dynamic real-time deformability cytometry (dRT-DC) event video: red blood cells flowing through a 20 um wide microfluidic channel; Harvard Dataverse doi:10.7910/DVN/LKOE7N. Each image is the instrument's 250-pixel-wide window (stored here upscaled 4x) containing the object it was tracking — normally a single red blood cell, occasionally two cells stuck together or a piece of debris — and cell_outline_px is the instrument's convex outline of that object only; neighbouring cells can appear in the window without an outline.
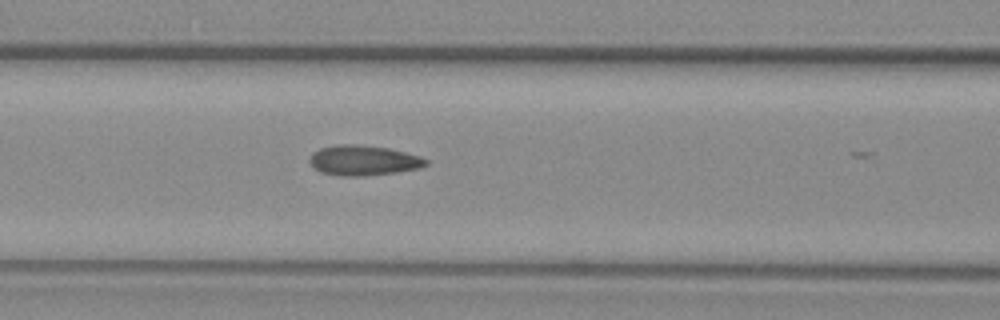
{"species": "common noctule bat (a hibernating species)", "species_latin": "Nyctalus noctula", "temperature_condition": "warm", "stored_images_in_passage": 24, "camera_frame_rate_fps": 3000, "um_per_image_px": 0.085, "animal": {"sex": "female", "body_mass_g": 29.2, "forearm_length_mm": 56.3}, "frame": {"image": 1, "passage_image": 23, "time_ms": 7.333, "image_size_px": [1000, 320], "cell_outline_px": [[428, 164], [420, 168], [396, 172], [364, 176], [340, 176], [320, 172], [308, 160], [312, 152], [320, 148], [340, 144], [356, 144], [388, 148], [420, 156], [428, 160]], "centroid_in_image_um": [30.89, 13.63], "position_along_channel_um": 135.7, "area_um2": 20.4}}